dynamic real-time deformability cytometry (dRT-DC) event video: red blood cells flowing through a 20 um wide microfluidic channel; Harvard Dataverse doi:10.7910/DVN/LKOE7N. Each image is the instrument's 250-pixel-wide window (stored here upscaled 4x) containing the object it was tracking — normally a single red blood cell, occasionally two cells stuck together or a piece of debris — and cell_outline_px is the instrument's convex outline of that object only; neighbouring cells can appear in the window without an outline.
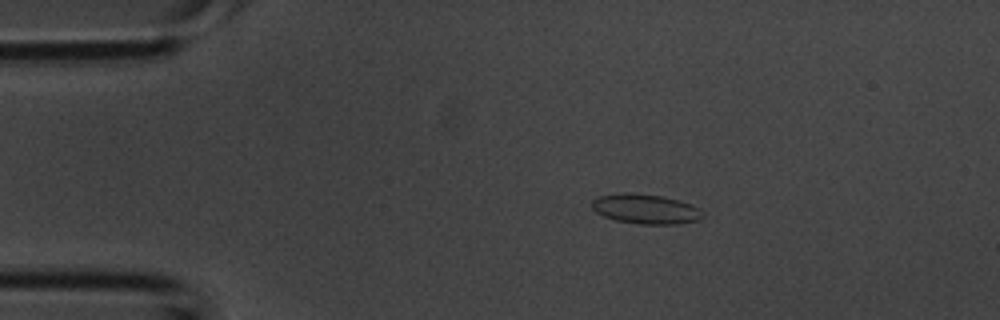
{"species": "common noctule bat (a hibernating species)", "species_latin": "Nyctalus noctula", "temperature_condition": "room temperature", "stored_images_in_passage": 3, "camera_frame_rate_fps": 3000, "um_per_image_px": 0.085, "animal": {"sex": "male", "body_mass_g": 20.1, "forearm_length_mm": 53.5}, "frame": {"image": 1, "passage_image": 2, "time_ms": 0.333, "image_size_px": [1000, 320], "cell_outline_px": [[704, 216], [700, 220], [676, 224], [636, 224], [616, 220], [604, 216], [596, 212], [592, 208], [592, 200], [600, 196], [628, 192], [632, 192], [660, 196], [680, 200], [692, 204], [700, 208], [704, 212]], "centroid_in_image_um": [54.93, 17.77], "position_along_channel_um": 30.1, "area_um2": 19.36}}